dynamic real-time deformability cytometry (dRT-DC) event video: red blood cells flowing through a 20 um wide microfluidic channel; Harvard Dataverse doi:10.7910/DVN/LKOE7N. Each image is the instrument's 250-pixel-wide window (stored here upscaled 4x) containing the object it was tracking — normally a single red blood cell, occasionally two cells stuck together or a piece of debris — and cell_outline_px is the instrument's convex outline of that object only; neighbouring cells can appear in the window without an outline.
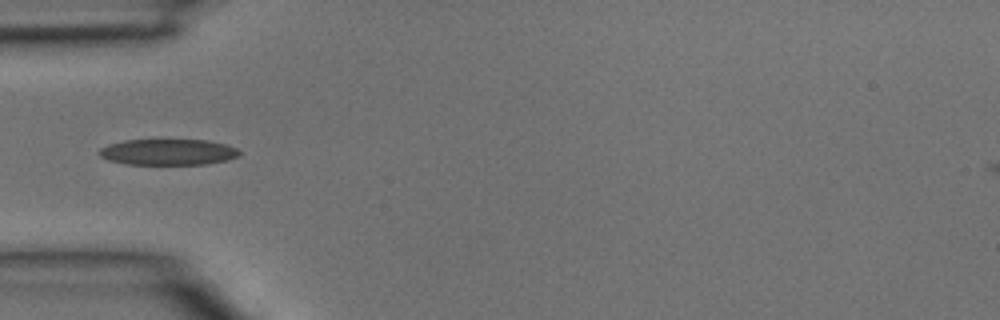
{"species": "common noctule bat (a hibernating species)", "species_latin": "Nyctalus noctula", "temperature_condition": "room temperature", "stored_images_in_passage": 39, "camera_frame_rate_fps": 3000, "um_per_image_px": 0.085, "animal": {"sex": "male", "body_mass_g": 15.6}, "frame": {"image": 1, "passage_image": 12, "time_ms": 3.667, "image_size_px": [1000, 320], "cell_outline_px": [[240, 156], [228, 160], [204, 164], [124, 164], [108, 160], [100, 156], [100, 148], [108, 144], [124, 140], [208, 140], [224, 144], [236, 148], [240, 152]], "centroid_in_image_um": [14.28, 12.92], "position_along_channel_um": 70.7, "area_um2": 21.21}}
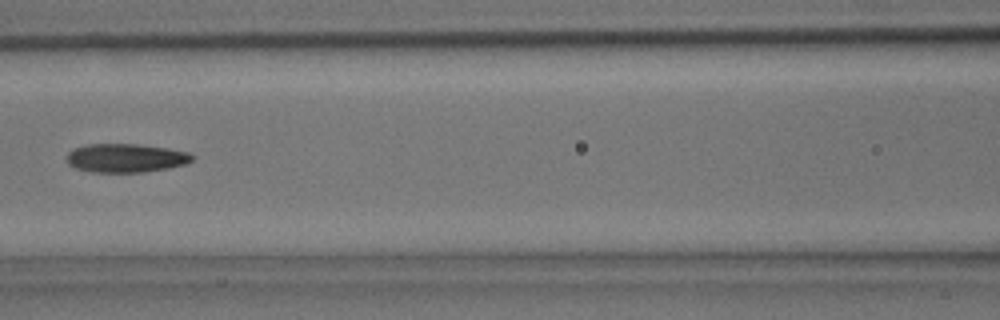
{"frame": {"image": 2, "passage_image": 17, "time_ms": 5.333, "image_size_px": [1000, 320], "cell_outline_px": [[196, 156], [192, 160], [184, 164], [168, 168], [144, 172], [92, 172], [76, 168], [68, 164], [68, 152], [72, 148], [88, 144], [136, 144], [168, 148], [188, 152]], "centroid_in_image_um": [10.69, 13.42], "position_along_channel_um": 155.9, "area_um2": 20.98}}
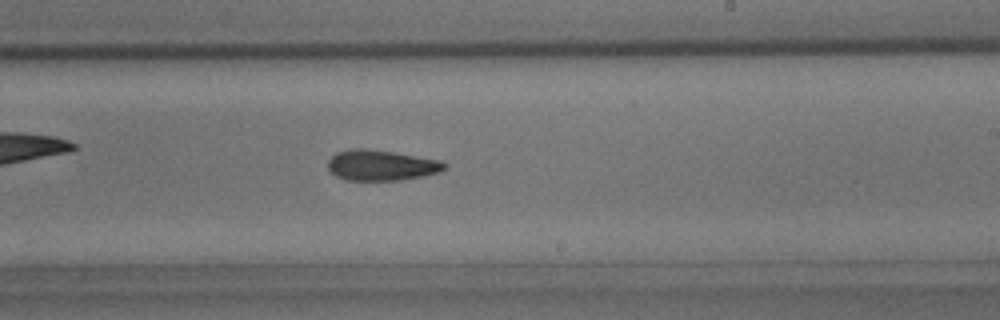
{"frame": {"image": 3, "passage_image": 23, "time_ms": 7.333, "image_size_px": [1000, 320], "cell_outline_px": [[448, 168], [440, 172], [424, 176], [400, 180], [344, 180], [336, 176], [328, 168], [328, 160], [336, 152], [352, 148], [364, 148], [392, 152], [440, 160], [448, 164]], "centroid_in_image_um": [32.42, 14.05], "position_along_channel_um": 256.6, "area_um2": 20.87}}